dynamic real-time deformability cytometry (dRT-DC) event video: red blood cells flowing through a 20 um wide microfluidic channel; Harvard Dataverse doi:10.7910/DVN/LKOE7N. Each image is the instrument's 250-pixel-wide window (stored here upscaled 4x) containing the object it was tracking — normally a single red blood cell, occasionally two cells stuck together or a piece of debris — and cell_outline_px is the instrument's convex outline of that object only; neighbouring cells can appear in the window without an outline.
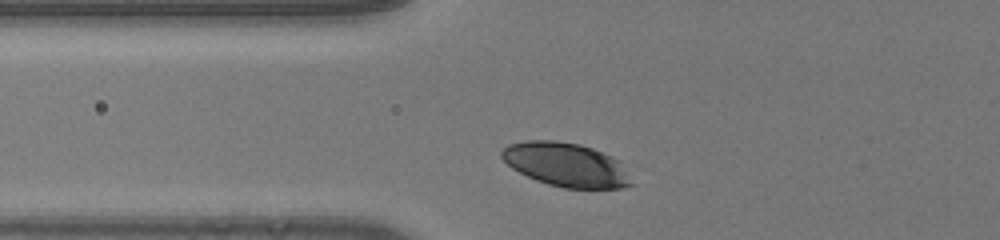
{"species": "human", "species_latin": "Homo sapiens", "temperature_condition": "room temperature", "stored_images_in_passage": 32, "camera_frame_rate_fps": 3000, "um_per_image_px": 0.085, "donor": {"sex": "male"}, "frame": {"image": 1, "passage_image": 7, "time_ms": 2.0, "image_size_px": [1000, 240], "cell_outline_px": [[636, 184], [624, 188], [564, 188], [548, 184], [536, 180], [512, 168], [500, 156], [500, 152], [508, 144], [528, 140], [552, 140], [580, 144], [592, 148], [612, 156], [620, 160]], "centroid_in_image_um": [48.17, 14.0], "position_along_channel_um": 77.6, "area_um2": 33.41}}
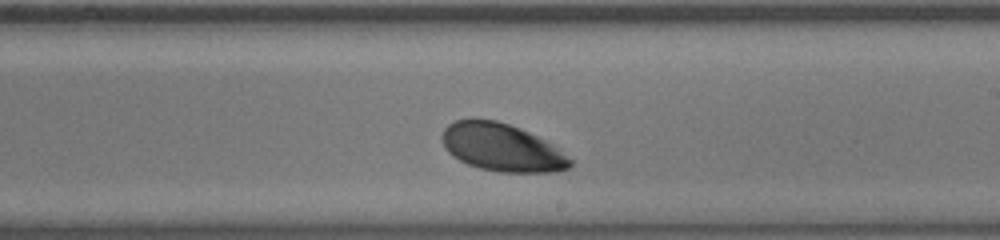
{"frame": {"image": 2, "passage_image": 20, "time_ms": 6.333, "image_size_px": [1000, 240], "cell_outline_px": [[572, 164], [568, 168], [552, 172], [500, 172], [480, 168], [468, 164], [452, 156], [444, 148], [440, 136], [444, 128], [448, 124], [456, 120], [476, 116], [496, 120], [520, 128], [552, 144], [572, 160]], "centroid_in_image_um": [42.58, 12.5], "position_along_channel_um": 246.4, "area_um2": 35.89}}
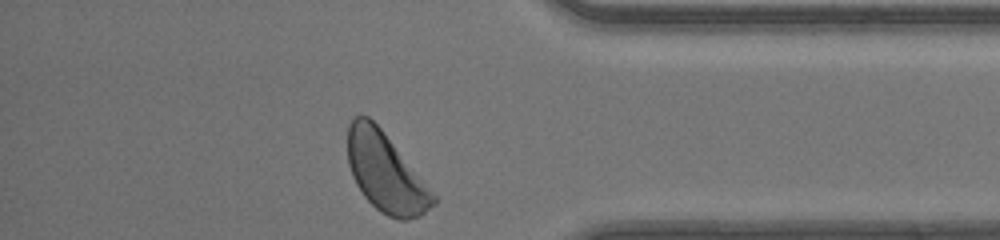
{"frame": {"image": 3, "passage_image": 32, "time_ms": 10.333, "image_size_px": [1000, 240], "cell_outline_px": [[436, 204], [420, 216], [408, 220], [400, 220], [388, 216], [380, 212], [364, 196], [356, 184], [352, 176], [348, 164], [348, 124], [356, 116], [368, 116], [380, 128], [436, 196]], "centroid_in_image_um": [32.77, 14.7], "position_along_channel_um": 402.4, "area_um2": 38.73}, "authors_computed_cell_mechanics": {"area_um2": 35.9805, "velocity_mm_per_s": 4.0821, "shape_relaxation_time_tau1_ms": 1.1673, "shape_relaxation_time_tau2_ms": null, "deformation_change_tau1": 0.0854, "deformation_change_tau2": null}}